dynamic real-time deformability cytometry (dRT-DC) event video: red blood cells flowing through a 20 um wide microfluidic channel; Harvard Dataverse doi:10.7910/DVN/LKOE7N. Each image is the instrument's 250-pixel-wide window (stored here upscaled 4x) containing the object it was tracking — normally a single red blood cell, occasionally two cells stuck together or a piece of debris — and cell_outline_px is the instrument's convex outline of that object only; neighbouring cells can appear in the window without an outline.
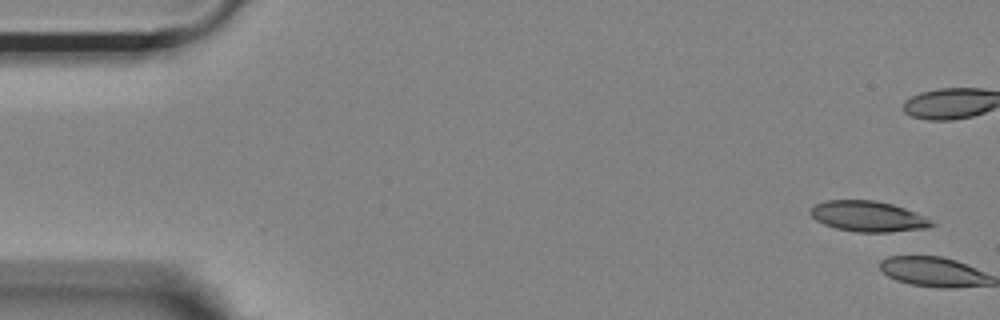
{"species": "Egyptian fruit bat (a non-hibernating species)", "species_latin": "Rousettus aegyptiacus", "temperature_condition": "room temperature", "stored_images_in_passage": 2, "camera_frame_rate_fps": 3000, "um_per_image_px": 0.085, "animal": {"sex": "female"}, "frame": {"image": 1, "passage_image": 1, "time_ms": 0.0, "image_size_px": [1000, 320], "cell_outline_px": [[936, 224], [928, 228], [888, 232], [856, 232], [836, 228], [824, 224], [816, 220], [808, 212], [816, 204], [824, 200], [876, 200], [892, 204], [904, 208], [924, 216]], "centroid_in_image_um": [73.77, 18.39], "position_along_channel_um": 11.2, "area_um2": 21.56}}